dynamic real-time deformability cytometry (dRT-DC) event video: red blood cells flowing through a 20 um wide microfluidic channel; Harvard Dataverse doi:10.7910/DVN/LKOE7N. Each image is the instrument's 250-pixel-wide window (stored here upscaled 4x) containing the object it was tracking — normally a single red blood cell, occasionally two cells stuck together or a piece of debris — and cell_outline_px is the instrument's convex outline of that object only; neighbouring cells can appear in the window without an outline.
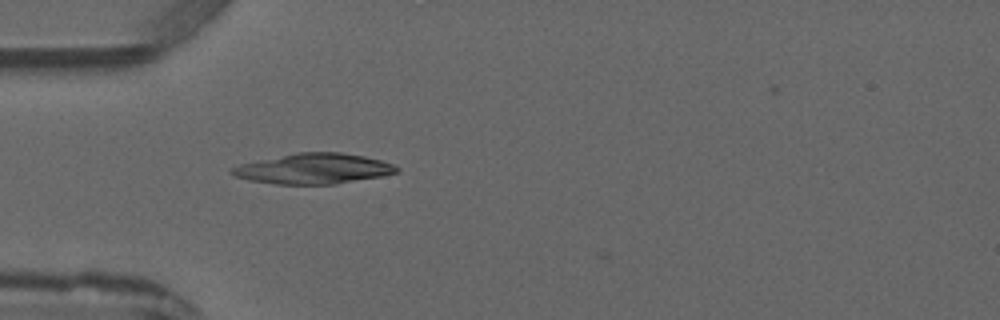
{"species": "common noctule bat (a hibernating species)", "species_latin": "Nyctalus noctula", "temperature_condition": "warm", "stored_images_in_passage": 5, "camera_frame_rate_fps": 3000, "um_per_image_px": 0.085, "animal": {"sex": "male", "forearm_length_mm": 52.5}, "frame": {"image": 1, "passage_image": 5, "time_ms": 4.333, "image_size_px": [1000, 320], "cell_outline_px": [[400, 172], [380, 176], [336, 184], [276, 184], [248, 180], [236, 176], [228, 172], [228, 168], [240, 164], [296, 152], [340, 152], [364, 156], [380, 160], [392, 164], [400, 168]], "centroid_in_image_um": [26.63, 14.34], "position_along_channel_um": 58.4, "area_um2": 29.19}}